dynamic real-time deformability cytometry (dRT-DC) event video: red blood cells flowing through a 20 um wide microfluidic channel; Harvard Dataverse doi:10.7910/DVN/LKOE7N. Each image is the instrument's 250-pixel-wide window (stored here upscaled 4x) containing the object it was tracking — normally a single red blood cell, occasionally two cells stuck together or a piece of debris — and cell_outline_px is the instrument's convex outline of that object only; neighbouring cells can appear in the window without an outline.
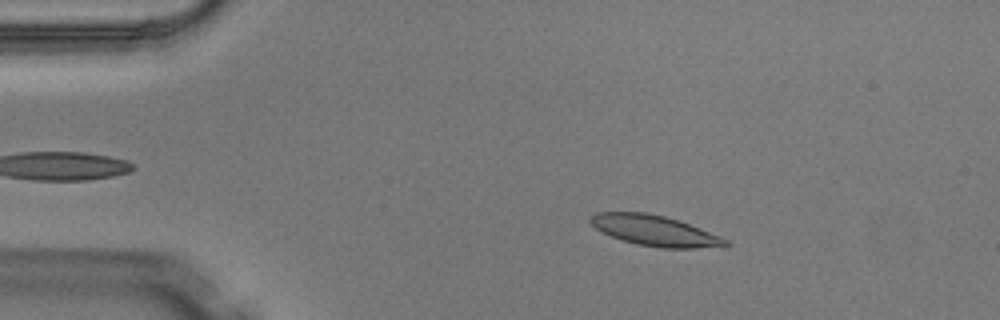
{"species": "Egyptian fruit bat (a non-hibernating species)", "species_latin": "Rousettus aegyptiacus", "temperature_condition": "warm", "stored_images_in_passage": 3, "camera_frame_rate_fps": 3000, "um_per_image_px": 0.085, "animal": {"sex": "male"}, "frame": {"image": 1, "passage_image": 1, "time_ms": 0.0, "image_size_px": [1000, 320], "cell_outline_px": [[732, 244], [724, 248], [664, 248], [636, 244], [620, 240], [596, 228], [588, 220], [588, 216], [596, 212], [644, 212], [664, 216], [700, 228], [720, 236], [728, 240]], "centroid_in_image_um": [55.69, 19.62], "position_along_channel_um": 29.3, "area_um2": 24.16}}
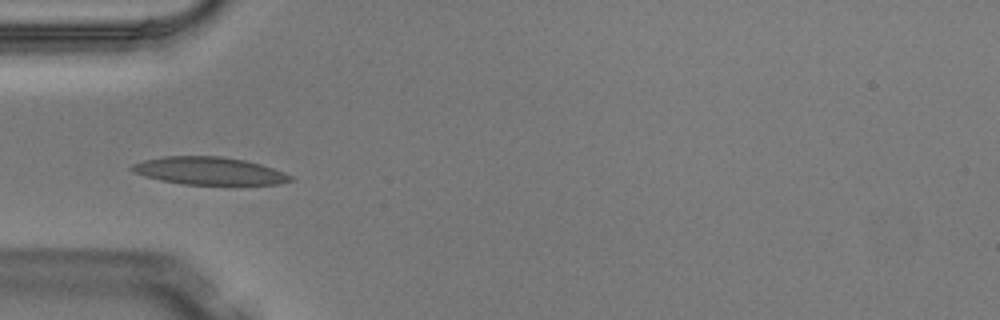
{"frame": {"image": 2, "passage_image": 3, "time_ms": 0.667, "image_size_px": [1000, 320], "cell_outline_px": [[292, 180], [280, 184], [232, 188], [184, 184], [160, 180], [144, 176], [128, 168], [132, 164], [144, 160], [164, 156], [220, 156], [244, 160], [260, 164], [284, 172], [292, 176]], "centroid_in_image_um": [17.86, 14.58], "position_along_channel_um": 67.1, "area_um2": 26.7}}